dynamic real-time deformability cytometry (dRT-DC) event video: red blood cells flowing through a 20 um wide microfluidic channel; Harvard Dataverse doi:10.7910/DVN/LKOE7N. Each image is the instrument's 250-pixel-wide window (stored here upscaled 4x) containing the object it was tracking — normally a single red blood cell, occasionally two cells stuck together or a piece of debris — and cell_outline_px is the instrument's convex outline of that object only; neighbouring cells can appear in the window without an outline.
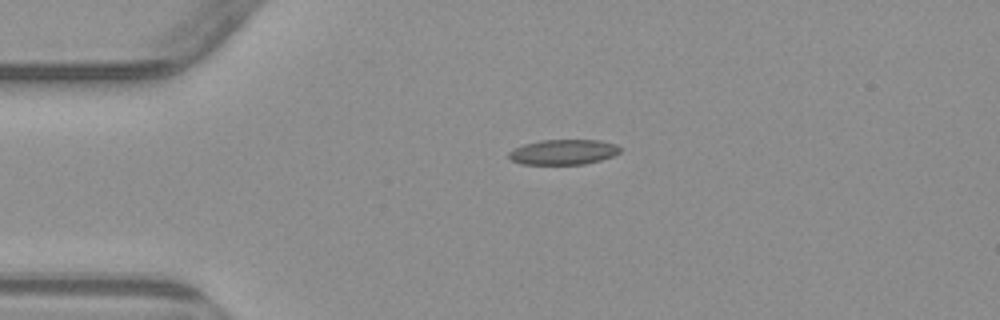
{"species": "common noctule bat (a hibernating species)", "species_latin": "Nyctalus noctula", "temperature_condition": "warm", "stored_images_in_passage": 2, "camera_frame_rate_fps": 3000, "um_per_image_px": 0.085, "animal": {"sex": "male", "body_mass_g": 23.1, "forearm_length_mm": 52.7}, "frame": {"image": 1, "passage_image": 1, "time_ms": 0.0, "image_size_px": [1000, 320], "cell_outline_px": [[624, 148], [620, 152], [612, 156], [600, 160], [584, 164], [520, 164], [512, 160], [508, 156], [508, 152], [524, 144], [544, 140], [600, 140], [616, 144]], "centroid_in_image_um": [47.93, 12.92], "position_along_channel_um": 37.1, "area_um2": 16.3}}